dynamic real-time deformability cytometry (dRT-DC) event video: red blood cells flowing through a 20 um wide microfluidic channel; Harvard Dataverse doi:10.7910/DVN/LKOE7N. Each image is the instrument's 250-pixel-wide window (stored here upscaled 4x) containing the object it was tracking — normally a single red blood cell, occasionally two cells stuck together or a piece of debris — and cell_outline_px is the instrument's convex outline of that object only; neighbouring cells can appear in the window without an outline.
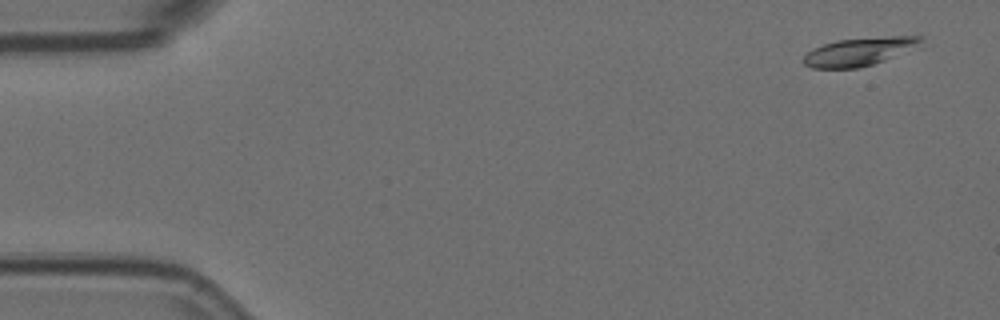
{"species": "Egyptian fruit bat (a non-hibernating species)", "species_latin": "Rousettus aegyptiacus", "temperature_condition": "room temperature", "stored_images_in_passage": 57, "camera_frame_rate_fps": 3000, "um_per_image_px": 0.085, "animal": {"sex": "female"}, "frame": {"image": 1, "passage_image": 3, "time_ms": 0.667, "image_size_px": [1000, 320], "cell_outline_px": [[924, 48], [872, 64], [856, 68], [812, 68], [804, 64], [804, 56], [812, 48], [836, 40], [888, 36], [924, 36]], "centroid_in_image_um": [73.2, 4.37], "position_along_channel_um": 11.8, "area_um2": 19.83}}
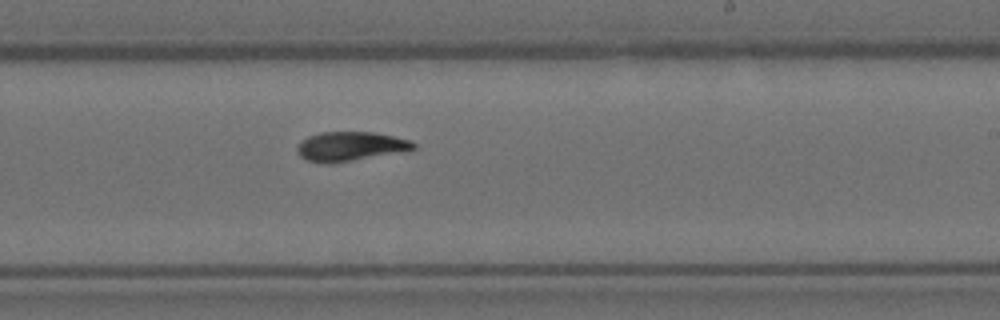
{"frame": {"image": 2, "passage_image": 34, "time_ms": 11.0, "image_size_px": [1000, 320], "cell_outline_px": [[416, 148], [352, 160], [304, 160], [296, 152], [296, 148], [300, 140], [308, 136], [320, 132], [376, 132], [412, 140], [416, 144]], "centroid_in_image_um": [29.77, 12.38], "position_along_channel_um": 259.2, "area_um2": 19.07}}
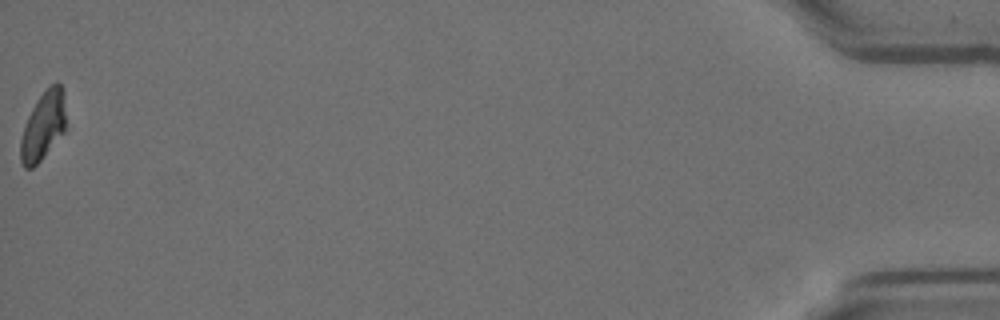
{"frame": {"image": 3, "passage_image": 57, "time_ms": 18.667, "image_size_px": [1000, 320], "cell_outline_px": [[68, 128], [44, 156], [32, 168], [24, 168], [20, 160], [20, 140], [28, 116], [36, 100], [56, 80], [60, 84], [64, 92]], "centroid_in_image_um": [3.72, 10.69], "position_along_channel_um": 431.5, "area_um2": 18.38}, "authors_computed_cell_mechanics": {"area_um2": 19.8254, "velocity_mm_per_s": 3.5695, "shape_relaxation_time_tau1_ms": 4.7795, "shape_relaxation_time_tau2_ms": 7.6912, "deformation_change_tau1": 0.1707, "deformation_change_tau2": 0.0897}}